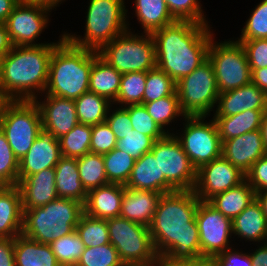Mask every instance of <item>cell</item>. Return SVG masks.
<instances>
[{"label": "cell", "mask_w": 267, "mask_h": 266, "mask_svg": "<svg viewBox=\"0 0 267 266\" xmlns=\"http://www.w3.org/2000/svg\"><path fill=\"white\" fill-rule=\"evenodd\" d=\"M20 0H0V22H6Z\"/></svg>", "instance_id": "57"}, {"label": "cell", "mask_w": 267, "mask_h": 266, "mask_svg": "<svg viewBox=\"0 0 267 266\" xmlns=\"http://www.w3.org/2000/svg\"><path fill=\"white\" fill-rule=\"evenodd\" d=\"M176 92L185 116L209 115L220 94L211 62L207 59L177 81Z\"/></svg>", "instance_id": "11"}, {"label": "cell", "mask_w": 267, "mask_h": 266, "mask_svg": "<svg viewBox=\"0 0 267 266\" xmlns=\"http://www.w3.org/2000/svg\"><path fill=\"white\" fill-rule=\"evenodd\" d=\"M232 232L249 241H266L267 218L257 199L232 220Z\"/></svg>", "instance_id": "27"}, {"label": "cell", "mask_w": 267, "mask_h": 266, "mask_svg": "<svg viewBox=\"0 0 267 266\" xmlns=\"http://www.w3.org/2000/svg\"><path fill=\"white\" fill-rule=\"evenodd\" d=\"M211 39L208 60L214 68L219 92L243 87L251 82V69L245 50L237 41L215 44Z\"/></svg>", "instance_id": "12"}, {"label": "cell", "mask_w": 267, "mask_h": 266, "mask_svg": "<svg viewBox=\"0 0 267 266\" xmlns=\"http://www.w3.org/2000/svg\"><path fill=\"white\" fill-rule=\"evenodd\" d=\"M131 120L133 130L151 137L154 141L163 138L167 132L163 131L148 114L147 109L142 104L124 106Z\"/></svg>", "instance_id": "44"}, {"label": "cell", "mask_w": 267, "mask_h": 266, "mask_svg": "<svg viewBox=\"0 0 267 266\" xmlns=\"http://www.w3.org/2000/svg\"><path fill=\"white\" fill-rule=\"evenodd\" d=\"M135 13L144 33L154 31L177 21L170 13L165 0H135Z\"/></svg>", "instance_id": "32"}, {"label": "cell", "mask_w": 267, "mask_h": 266, "mask_svg": "<svg viewBox=\"0 0 267 266\" xmlns=\"http://www.w3.org/2000/svg\"><path fill=\"white\" fill-rule=\"evenodd\" d=\"M245 179L246 174L221 155L197 170L193 191L200 201H208L214 195L239 185Z\"/></svg>", "instance_id": "16"}, {"label": "cell", "mask_w": 267, "mask_h": 266, "mask_svg": "<svg viewBox=\"0 0 267 266\" xmlns=\"http://www.w3.org/2000/svg\"><path fill=\"white\" fill-rule=\"evenodd\" d=\"M84 38L63 34L74 46L99 52L128 29L124 0H90Z\"/></svg>", "instance_id": "6"}, {"label": "cell", "mask_w": 267, "mask_h": 266, "mask_svg": "<svg viewBox=\"0 0 267 266\" xmlns=\"http://www.w3.org/2000/svg\"><path fill=\"white\" fill-rule=\"evenodd\" d=\"M154 140L142 133L132 130L125 138L117 141L116 148L132 156L135 160L152 150Z\"/></svg>", "instance_id": "47"}, {"label": "cell", "mask_w": 267, "mask_h": 266, "mask_svg": "<svg viewBox=\"0 0 267 266\" xmlns=\"http://www.w3.org/2000/svg\"><path fill=\"white\" fill-rule=\"evenodd\" d=\"M212 35L208 25L193 21H175L154 31L156 67L179 81L208 59Z\"/></svg>", "instance_id": "2"}, {"label": "cell", "mask_w": 267, "mask_h": 266, "mask_svg": "<svg viewBox=\"0 0 267 266\" xmlns=\"http://www.w3.org/2000/svg\"><path fill=\"white\" fill-rule=\"evenodd\" d=\"M23 212L22 234L37 242L51 244L76 230L84 208L76 200L58 197L42 207Z\"/></svg>", "instance_id": "5"}, {"label": "cell", "mask_w": 267, "mask_h": 266, "mask_svg": "<svg viewBox=\"0 0 267 266\" xmlns=\"http://www.w3.org/2000/svg\"><path fill=\"white\" fill-rule=\"evenodd\" d=\"M61 157L58 139L42 131L27 154L19 160V179H24L44 169L55 168Z\"/></svg>", "instance_id": "19"}, {"label": "cell", "mask_w": 267, "mask_h": 266, "mask_svg": "<svg viewBox=\"0 0 267 266\" xmlns=\"http://www.w3.org/2000/svg\"><path fill=\"white\" fill-rule=\"evenodd\" d=\"M122 75L95 51V61L90 72L89 92L115 103Z\"/></svg>", "instance_id": "26"}, {"label": "cell", "mask_w": 267, "mask_h": 266, "mask_svg": "<svg viewBox=\"0 0 267 266\" xmlns=\"http://www.w3.org/2000/svg\"><path fill=\"white\" fill-rule=\"evenodd\" d=\"M57 44L13 46L2 58L0 100L38 99L35 94L46 89L50 59Z\"/></svg>", "instance_id": "3"}, {"label": "cell", "mask_w": 267, "mask_h": 266, "mask_svg": "<svg viewBox=\"0 0 267 266\" xmlns=\"http://www.w3.org/2000/svg\"><path fill=\"white\" fill-rule=\"evenodd\" d=\"M23 215L19 187L0 186V238H15L22 234Z\"/></svg>", "instance_id": "24"}, {"label": "cell", "mask_w": 267, "mask_h": 266, "mask_svg": "<svg viewBox=\"0 0 267 266\" xmlns=\"http://www.w3.org/2000/svg\"><path fill=\"white\" fill-rule=\"evenodd\" d=\"M27 1L35 2V3H42L45 5H48L52 8H55L59 4V2H61L63 0H27Z\"/></svg>", "instance_id": "61"}, {"label": "cell", "mask_w": 267, "mask_h": 266, "mask_svg": "<svg viewBox=\"0 0 267 266\" xmlns=\"http://www.w3.org/2000/svg\"><path fill=\"white\" fill-rule=\"evenodd\" d=\"M38 105L43 131L59 139L69 133L78 123L74 100L47 95L44 102L34 100Z\"/></svg>", "instance_id": "17"}, {"label": "cell", "mask_w": 267, "mask_h": 266, "mask_svg": "<svg viewBox=\"0 0 267 266\" xmlns=\"http://www.w3.org/2000/svg\"><path fill=\"white\" fill-rule=\"evenodd\" d=\"M161 266H205V258L177 260L168 263H161Z\"/></svg>", "instance_id": "58"}, {"label": "cell", "mask_w": 267, "mask_h": 266, "mask_svg": "<svg viewBox=\"0 0 267 266\" xmlns=\"http://www.w3.org/2000/svg\"><path fill=\"white\" fill-rule=\"evenodd\" d=\"M238 40L267 39V0L257 5Z\"/></svg>", "instance_id": "45"}, {"label": "cell", "mask_w": 267, "mask_h": 266, "mask_svg": "<svg viewBox=\"0 0 267 266\" xmlns=\"http://www.w3.org/2000/svg\"><path fill=\"white\" fill-rule=\"evenodd\" d=\"M150 152L158 158L161 194L194 189L197 169L189 160L175 134L169 133L156 140Z\"/></svg>", "instance_id": "9"}, {"label": "cell", "mask_w": 267, "mask_h": 266, "mask_svg": "<svg viewBox=\"0 0 267 266\" xmlns=\"http://www.w3.org/2000/svg\"><path fill=\"white\" fill-rule=\"evenodd\" d=\"M161 195L151 190H137L124 185L120 217L149 228Z\"/></svg>", "instance_id": "23"}, {"label": "cell", "mask_w": 267, "mask_h": 266, "mask_svg": "<svg viewBox=\"0 0 267 266\" xmlns=\"http://www.w3.org/2000/svg\"><path fill=\"white\" fill-rule=\"evenodd\" d=\"M266 154L261 130L247 132L222 142L221 155L245 174Z\"/></svg>", "instance_id": "18"}, {"label": "cell", "mask_w": 267, "mask_h": 266, "mask_svg": "<svg viewBox=\"0 0 267 266\" xmlns=\"http://www.w3.org/2000/svg\"><path fill=\"white\" fill-rule=\"evenodd\" d=\"M147 72H128L121 78L116 103L127 105H143V94L146 87Z\"/></svg>", "instance_id": "38"}, {"label": "cell", "mask_w": 267, "mask_h": 266, "mask_svg": "<svg viewBox=\"0 0 267 266\" xmlns=\"http://www.w3.org/2000/svg\"><path fill=\"white\" fill-rule=\"evenodd\" d=\"M50 10L52 7L48 5L20 0L5 22L12 45H43L33 42L46 28L49 20L46 14Z\"/></svg>", "instance_id": "15"}, {"label": "cell", "mask_w": 267, "mask_h": 266, "mask_svg": "<svg viewBox=\"0 0 267 266\" xmlns=\"http://www.w3.org/2000/svg\"><path fill=\"white\" fill-rule=\"evenodd\" d=\"M252 266H267V244L260 246L252 254L250 253Z\"/></svg>", "instance_id": "56"}, {"label": "cell", "mask_w": 267, "mask_h": 266, "mask_svg": "<svg viewBox=\"0 0 267 266\" xmlns=\"http://www.w3.org/2000/svg\"><path fill=\"white\" fill-rule=\"evenodd\" d=\"M176 91V82L160 68L147 71L143 104L170 96Z\"/></svg>", "instance_id": "41"}, {"label": "cell", "mask_w": 267, "mask_h": 266, "mask_svg": "<svg viewBox=\"0 0 267 266\" xmlns=\"http://www.w3.org/2000/svg\"><path fill=\"white\" fill-rule=\"evenodd\" d=\"M117 139L107 122L92 125L90 151L105 154L116 148Z\"/></svg>", "instance_id": "48"}, {"label": "cell", "mask_w": 267, "mask_h": 266, "mask_svg": "<svg viewBox=\"0 0 267 266\" xmlns=\"http://www.w3.org/2000/svg\"><path fill=\"white\" fill-rule=\"evenodd\" d=\"M260 130H261L262 139L264 141V145L267 151V109L263 113Z\"/></svg>", "instance_id": "60"}, {"label": "cell", "mask_w": 267, "mask_h": 266, "mask_svg": "<svg viewBox=\"0 0 267 266\" xmlns=\"http://www.w3.org/2000/svg\"><path fill=\"white\" fill-rule=\"evenodd\" d=\"M120 107L121 108L114 110L112 114L109 113L108 110V115L105 120L114 133L117 141L125 138L126 134L133 130L128 110L125 107Z\"/></svg>", "instance_id": "50"}, {"label": "cell", "mask_w": 267, "mask_h": 266, "mask_svg": "<svg viewBox=\"0 0 267 266\" xmlns=\"http://www.w3.org/2000/svg\"><path fill=\"white\" fill-rule=\"evenodd\" d=\"M84 247H97L110 243L106 219L93 218L83 213L76 226Z\"/></svg>", "instance_id": "37"}, {"label": "cell", "mask_w": 267, "mask_h": 266, "mask_svg": "<svg viewBox=\"0 0 267 266\" xmlns=\"http://www.w3.org/2000/svg\"><path fill=\"white\" fill-rule=\"evenodd\" d=\"M77 167L80 180L87 192L109 183L103 154L89 152L77 158Z\"/></svg>", "instance_id": "34"}, {"label": "cell", "mask_w": 267, "mask_h": 266, "mask_svg": "<svg viewBox=\"0 0 267 266\" xmlns=\"http://www.w3.org/2000/svg\"><path fill=\"white\" fill-rule=\"evenodd\" d=\"M200 200L193 190L162 194L149 227L161 263L201 258L195 214Z\"/></svg>", "instance_id": "1"}, {"label": "cell", "mask_w": 267, "mask_h": 266, "mask_svg": "<svg viewBox=\"0 0 267 266\" xmlns=\"http://www.w3.org/2000/svg\"><path fill=\"white\" fill-rule=\"evenodd\" d=\"M15 238H0V266H15Z\"/></svg>", "instance_id": "53"}, {"label": "cell", "mask_w": 267, "mask_h": 266, "mask_svg": "<svg viewBox=\"0 0 267 266\" xmlns=\"http://www.w3.org/2000/svg\"><path fill=\"white\" fill-rule=\"evenodd\" d=\"M143 105L156 124L165 132V125L170 124L169 122L173 121L177 116H185L180 108L176 91L170 96H165L156 101L144 103Z\"/></svg>", "instance_id": "40"}, {"label": "cell", "mask_w": 267, "mask_h": 266, "mask_svg": "<svg viewBox=\"0 0 267 266\" xmlns=\"http://www.w3.org/2000/svg\"><path fill=\"white\" fill-rule=\"evenodd\" d=\"M205 266H219L212 258H205Z\"/></svg>", "instance_id": "62"}, {"label": "cell", "mask_w": 267, "mask_h": 266, "mask_svg": "<svg viewBox=\"0 0 267 266\" xmlns=\"http://www.w3.org/2000/svg\"><path fill=\"white\" fill-rule=\"evenodd\" d=\"M236 41L243 46L250 69L267 67V39Z\"/></svg>", "instance_id": "49"}, {"label": "cell", "mask_w": 267, "mask_h": 266, "mask_svg": "<svg viewBox=\"0 0 267 266\" xmlns=\"http://www.w3.org/2000/svg\"><path fill=\"white\" fill-rule=\"evenodd\" d=\"M0 129L21 160L43 131L38 105L35 101L0 100Z\"/></svg>", "instance_id": "7"}, {"label": "cell", "mask_w": 267, "mask_h": 266, "mask_svg": "<svg viewBox=\"0 0 267 266\" xmlns=\"http://www.w3.org/2000/svg\"><path fill=\"white\" fill-rule=\"evenodd\" d=\"M195 220L199 230L201 258H214L217 254L230 249L229 237L232 220L216 210L207 201H200Z\"/></svg>", "instance_id": "14"}, {"label": "cell", "mask_w": 267, "mask_h": 266, "mask_svg": "<svg viewBox=\"0 0 267 266\" xmlns=\"http://www.w3.org/2000/svg\"><path fill=\"white\" fill-rule=\"evenodd\" d=\"M19 160L15 157L5 133L0 129V186L18 185Z\"/></svg>", "instance_id": "43"}, {"label": "cell", "mask_w": 267, "mask_h": 266, "mask_svg": "<svg viewBox=\"0 0 267 266\" xmlns=\"http://www.w3.org/2000/svg\"><path fill=\"white\" fill-rule=\"evenodd\" d=\"M54 47L49 64L46 95L75 100L89 92L95 51L74 46L64 35Z\"/></svg>", "instance_id": "4"}, {"label": "cell", "mask_w": 267, "mask_h": 266, "mask_svg": "<svg viewBox=\"0 0 267 266\" xmlns=\"http://www.w3.org/2000/svg\"><path fill=\"white\" fill-rule=\"evenodd\" d=\"M54 170L58 197L76 200L84 205L87 191L80 180L77 158L62 156Z\"/></svg>", "instance_id": "25"}, {"label": "cell", "mask_w": 267, "mask_h": 266, "mask_svg": "<svg viewBox=\"0 0 267 266\" xmlns=\"http://www.w3.org/2000/svg\"><path fill=\"white\" fill-rule=\"evenodd\" d=\"M165 3L177 21L208 25L198 0H165Z\"/></svg>", "instance_id": "46"}, {"label": "cell", "mask_w": 267, "mask_h": 266, "mask_svg": "<svg viewBox=\"0 0 267 266\" xmlns=\"http://www.w3.org/2000/svg\"><path fill=\"white\" fill-rule=\"evenodd\" d=\"M103 159L108 182L126 185L134 167L135 159L117 148L103 154Z\"/></svg>", "instance_id": "36"}, {"label": "cell", "mask_w": 267, "mask_h": 266, "mask_svg": "<svg viewBox=\"0 0 267 266\" xmlns=\"http://www.w3.org/2000/svg\"><path fill=\"white\" fill-rule=\"evenodd\" d=\"M219 266H252L250 254L227 249L213 258Z\"/></svg>", "instance_id": "52"}, {"label": "cell", "mask_w": 267, "mask_h": 266, "mask_svg": "<svg viewBox=\"0 0 267 266\" xmlns=\"http://www.w3.org/2000/svg\"><path fill=\"white\" fill-rule=\"evenodd\" d=\"M124 185L108 183L87 192L84 213L98 219L119 217Z\"/></svg>", "instance_id": "22"}, {"label": "cell", "mask_w": 267, "mask_h": 266, "mask_svg": "<svg viewBox=\"0 0 267 266\" xmlns=\"http://www.w3.org/2000/svg\"><path fill=\"white\" fill-rule=\"evenodd\" d=\"M77 119L81 124L97 125L105 122L111 102L96 93L87 92L74 100Z\"/></svg>", "instance_id": "33"}, {"label": "cell", "mask_w": 267, "mask_h": 266, "mask_svg": "<svg viewBox=\"0 0 267 266\" xmlns=\"http://www.w3.org/2000/svg\"><path fill=\"white\" fill-rule=\"evenodd\" d=\"M125 187L160 193L158 158H155L151 152H148L139 159H136Z\"/></svg>", "instance_id": "31"}, {"label": "cell", "mask_w": 267, "mask_h": 266, "mask_svg": "<svg viewBox=\"0 0 267 266\" xmlns=\"http://www.w3.org/2000/svg\"><path fill=\"white\" fill-rule=\"evenodd\" d=\"M76 266H125L118 251L107 243L97 247H85Z\"/></svg>", "instance_id": "42"}, {"label": "cell", "mask_w": 267, "mask_h": 266, "mask_svg": "<svg viewBox=\"0 0 267 266\" xmlns=\"http://www.w3.org/2000/svg\"><path fill=\"white\" fill-rule=\"evenodd\" d=\"M256 199L260 203L263 213L267 218V190L256 193Z\"/></svg>", "instance_id": "59"}, {"label": "cell", "mask_w": 267, "mask_h": 266, "mask_svg": "<svg viewBox=\"0 0 267 266\" xmlns=\"http://www.w3.org/2000/svg\"><path fill=\"white\" fill-rule=\"evenodd\" d=\"M15 266H60L50 244L20 234L15 237Z\"/></svg>", "instance_id": "28"}, {"label": "cell", "mask_w": 267, "mask_h": 266, "mask_svg": "<svg viewBox=\"0 0 267 266\" xmlns=\"http://www.w3.org/2000/svg\"><path fill=\"white\" fill-rule=\"evenodd\" d=\"M266 110H247L231 116H214L221 142L247 132L260 130L263 113Z\"/></svg>", "instance_id": "30"}, {"label": "cell", "mask_w": 267, "mask_h": 266, "mask_svg": "<svg viewBox=\"0 0 267 266\" xmlns=\"http://www.w3.org/2000/svg\"><path fill=\"white\" fill-rule=\"evenodd\" d=\"M13 45L9 38L6 24L0 22V54L5 56L11 49Z\"/></svg>", "instance_id": "55"}, {"label": "cell", "mask_w": 267, "mask_h": 266, "mask_svg": "<svg viewBox=\"0 0 267 266\" xmlns=\"http://www.w3.org/2000/svg\"><path fill=\"white\" fill-rule=\"evenodd\" d=\"M256 199V193L245 179L239 185L214 195L207 202L233 220Z\"/></svg>", "instance_id": "29"}, {"label": "cell", "mask_w": 267, "mask_h": 266, "mask_svg": "<svg viewBox=\"0 0 267 266\" xmlns=\"http://www.w3.org/2000/svg\"><path fill=\"white\" fill-rule=\"evenodd\" d=\"M92 125L78 123L69 133L58 139L64 157L79 158L90 151Z\"/></svg>", "instance_id": "35"}, {"label": "cell", "mask_w": 267, "mask_h": 266, "mask_svg": "<svg viewBox=\"0 0 267 266\" xmlns=\"http://www.w3.org/2000/svg\"><path fill=\"white\" fill-rule=\"evenodd\" d=\"M17 186L21 192L23 210L42 207L58 198L54 168L44 169L24 179H18Z\"/></svg>", "instance_id": "21"}, {"label": "cell", "mask_w": 267, "mask_h": 266, "mask_svg": "<svg viewBox=\"0 0 267 266\" xmlns=\"http://www.w3.org/2000/svg\"><path fill=\"white\" fill-rule=\"evenodd\" d=\"M60 266H76L84 251V244L76 230L50 244Z\"/></svg>", "instance_id": "39"}, {"label": "cell", "mask_w": 267, "mask_h": 266, "mask_svg": "<svg viewBox=\"0 0 267 266\" xmlns=\"http://www.w3.org/2000/svg\"><path fill=\"white\" fill-rule=\"evenodd\" d=\"M251 82L267 94V67L251 69Z\"/></svg>", "instance_id": "54"}, {"label": "cell", "mask_w": 267, "mask_h": 266, "mask_svg": "<svg viewBox=\"0 0 267 266\" xmlns=\"http://www.w3.org/2000/svg\"><path fill=\"white\" fill-rule=\"evenodd\" d=\"M128 30L107 43L98 52L99 55L121 74L147 72L155 68L156 52L152 34L138 36Z\"/></svg>", "instance_id": "10"}, {"label": "cell", "mask_w": 267, "mask_h": 266, "mask_svg": "<svg viewBox=\"0 0 267 266\" xmlns=\"http://www.w3.org/2000/svg\"><path fill=\"white\" fill-rule=\"evenodd\" d=\"M217 102L214 116H231L247 110H266L267 94L250 82L243 87L220 93Z\"/></svg>", "instance_id": "20"}, {"label": "cell", "mask_w": 267, "mask_h": 266, "mask_svg": "<svg viewBox=\"0 0 267 266\" xmlns=\"http://www.w3.org/2000/svg\"><path fill=\"white\" fill-rule=\"evenodd\" d=\"M206 116H184L183 134L176 136L193 166L198 170L221 156L222 142L214 120L204 122Z\"/></svg>", "instance_id": "13"}, {"label": "cell", "mask_w": 267, "mask_h": 266, "mask_svg": "<svg viewBox=\"0 0 267 266\" xmlns=\"http://www.w3.org/2000/svg\"><path fill=\"white\" fill-rule=\"evenodd\" d=\"M246 180L255 193L267 190V154L252 165L246 173Z\"/></svg>", "instance_id": "51"}, {"label": "cell", "mask_w": 267, "mask_h": 266, "mask_svg": "<svg viewBox=\"0 0 267 266\" xmlns=\"http://www.w3.org/2000/svg\"><path fill=\"white\" fill-rule=\"evenodd\" d=\"M106 221L110 243L125 266H161L148 227L120 216Z\"/></svg>", "instance_id": "8"}, {"label": "cell", "mask_w": 267, "mask_h": 266, "mask_svg": "<svg viewBox=\"0 0 267 266\" xmlns=\"http://www.w3.org/2000/svg\"><path fill=\"white\" fill-rule=\"evenodd\" d=\"M2 58H3V55L0 54V73H1V66H2Z\"/></svg>", "instance_id": "63"}]
</instances>
